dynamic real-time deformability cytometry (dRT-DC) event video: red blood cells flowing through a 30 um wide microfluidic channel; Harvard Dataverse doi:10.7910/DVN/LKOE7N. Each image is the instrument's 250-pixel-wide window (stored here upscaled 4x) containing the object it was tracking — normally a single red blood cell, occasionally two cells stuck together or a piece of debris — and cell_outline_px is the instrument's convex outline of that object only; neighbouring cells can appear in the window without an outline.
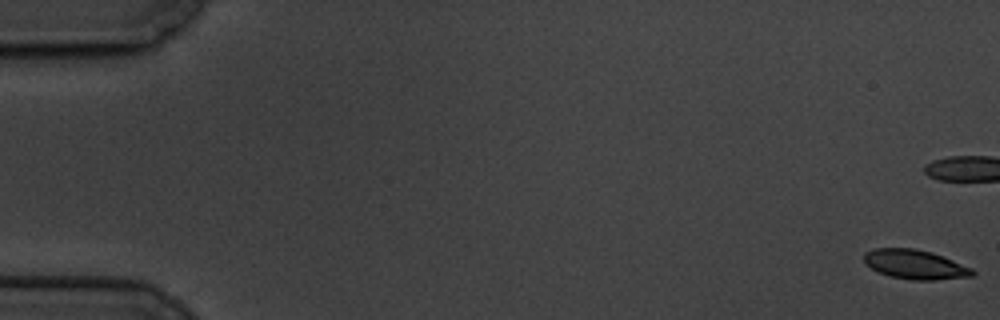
{"species": "common noctule bat (a hibernating species)", "species_latin": "Nyctalus noctula", "temperature_condition": "cold", "stored_images_in_passage": 61, "camera_frame_rate_fps": 3000, "um_per_image_px": 0.085, "animal": {"sex": "male", "body_mass_g": 19.5, "forearm_length_mm": 54.6}, "frame": {"image": 1, "passage_image": 1, "time_ms": 0.0, "image_size_px": [1000, 320], "cell_outline_px": [[976, 272], [972, 276], [932, 280], [912, 280], [888, 276], [864, 264], [864, 252], [876, 248], [916, 248], [932, 252], [972, 268]], "centroid_in_image_um": [77.76, 22.47], "position_along_channel_um": 7.2, "area_um2": 18.55}}
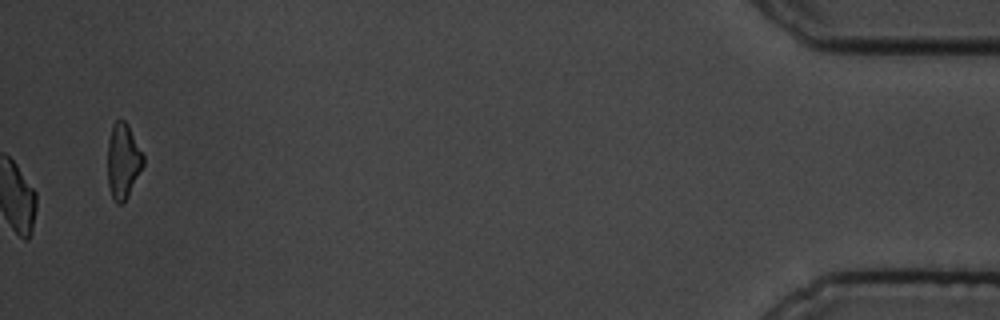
{"frame": {"image": 2, "passage_image": 61, "time_ms": 20.0, "image_size_px": [1000, 320], "cell_outline_px": [[144, 164], [124, 200], [120, 204], [116, 204], [112, 196], [108, 184], [108, 140], [112, 124], [120, 116], [128, 124], [144, 156]], "centroid_in_image_um": [10.44, 13.6], "position_along_channel_um": 424.8, "area_um2": 15.43}, "authors_computed_cell_mechanics": {"area_um2": 19.0162, "velocity_mm_per_s": 3.3801, "shape_relaxation_time_tau1_ms": 4.3136, "shape_relaxation_time_tau2_ms": 7.228, "deformation_change_tau1": 0.1418, "deformation_change_tau2": 0.1075}}